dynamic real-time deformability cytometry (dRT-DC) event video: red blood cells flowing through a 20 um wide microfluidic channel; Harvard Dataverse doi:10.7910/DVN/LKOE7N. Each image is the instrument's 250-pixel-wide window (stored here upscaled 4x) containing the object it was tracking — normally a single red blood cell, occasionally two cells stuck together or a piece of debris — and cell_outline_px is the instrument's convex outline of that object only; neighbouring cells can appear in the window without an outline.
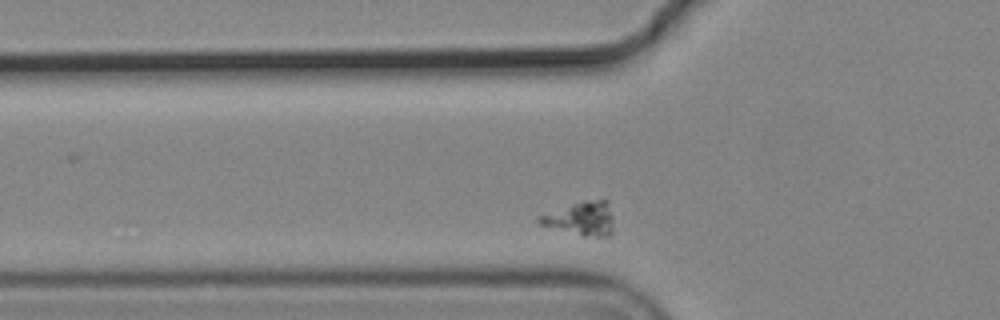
{"species": "common noctule bat (a hibernating species)", "species_latin": "Nyctalus noctula", "temperature_condition": "cold", "stored_images_in_passage": 9, "camera_frame_rate_fps": 3000, "um_per_image_px": 0.085, "animal": {"sex": "male", "body_mass_g": 19.2, "forearm_length_mm": 51.8}, "frame": {"image": 1, "passage_image": 2, "time_ms": 0.333, "image_size_px": [1000, 320], "cell_outline_px": [[612, 232], [608, 236], [584, 236], [540, 224], [536, 220], [536, 216], [584, 200], [608, 200], [612, 216]], "centroid_in_image_um": [49.39, 18.57], "position_along_channel_um": 76.4, "area_um2": 14.39}}
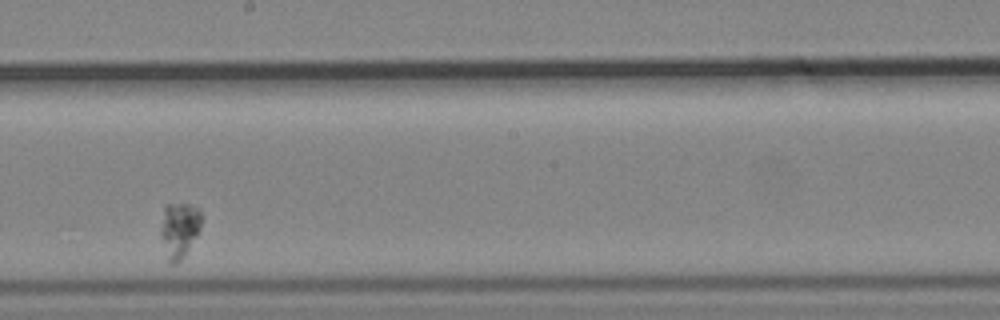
{"frame": {"image": 2, "passage_image": 6, "time_ms": 1.667, "image_size_px": [1000, 320], "cell_outline_px": [[204, 220], [200, 232], [180, 260], [176, 264], [168, 264], [160, 236], [160, 228], [164, 208], [168, 204], [188, 204], [196, 208], [200, 212]], "centroid_in_image_um": [15.24, 19.55], "position_along_channel_um": 233.0, "area_um2": 13.41}}
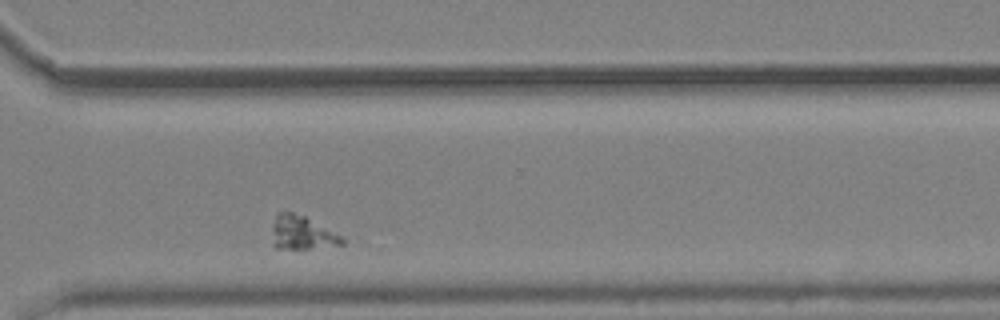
{"frame": {"image": 3, "passage_image": 9, "time_ms": 2.667, "image_size_px": [1000, 320], "cell_outline_px": [[344, 244], [308, 248], [276, 248], [272, 244], [272, 224], [276, 212], [292, 212], [304, 216], [340, 236], [344, 240]], "centroid_in_image_um": [25.58, 19.77], "position_along_channel_um": 345.0, "area_um2": 13.41}}